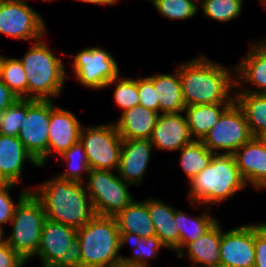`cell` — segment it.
<instances>
[{
	"label": "cell",
	"instance_id": "obj_30",
	"mask_svg": "<svg viewBox=\"0 0 266 267\" xmlns=\"http://www.w3.org/2000/svg\"><path fill=\"white\" fill-rule=\"evenodd\" d=\"M179 165L186 173L187 181L190 182L211 162L214 152L210 151L202 141L193 140L180 149Z\"/></svg>",
	"mask_w": 266,
	"mask_h": 267
},
{
	"label": "cell",
	"instance_id": "obj_4",
	"mask_svg": "<svg viewBox=\"0 0 266 267\" xmlns=\"http://www.w3.org/2000/svg\"><path fill=\"white\" fill-rule=\"evenodd\" d=\"M187 198L193 208L212 206L247 188L233 154H214L211 162L190 182Z\"/></svg>",
	"mask_w": 266,
	"mask_h": 267
},
{
	"label": "cell",
	"instance_id": "obj_41",
	"mask_svg": "<svg viewBox=\"0 0 266 267\" xmlns=\"http://www.w3.org/2000/svg\"><path fill=\"white\" fill-rule=\"evenodd\" d=\"M19 98L2 82L0 78V113L14 104Z\"/></svg>",
	"mask_w": 266,
	"mask_h": 267
},
{
	"label": "cell",
	"instance_id": "obj_15",
	"mask_svg": "<svg viewBox=\"0 0 266 267\" xmlns=\"http://www.w3.org/2000/svg\"><path fill=\"white\" fill-rule=\"evenodd\" d=\"M82 124L78 118L64 108L55 105L52 100V112L50 113V123L48 129V151L38 162L40 167L48 163V156L63 154L70 146L79 141Z\"/></svg>",
	"mask_w": 266,
	"mask_h": 267
},
{
	"label": "cell",
	"instance_id": "obj_29",
	"mask_svg": "<svg viewBox=\"0 0 266 267\" xmlns=\"http://www.w3.org/2000/svg\"><path fill=\"white\" fill-rule=\"evenodd\" d=\"M174 219L180 236V253L179 258L184 257L183 248L190 242L197 240L207 231L216 221L217 218L211 213L203 212L196 217H190L185 212L174 207Z\"/></svg>",
	"mask_w": 266,
	"mask_h": 267
},
{
	"label": "cell",
	"instance_id": "obj_40",
	"mask_svg": "<svg viewBox=\"0 0 266 267\" xmlns=\"http://www.w3.org/2000/svg\"><path fill=\"white\" fill-rule=\"evenodd\" d=\"M26 263L7 242L0 245V267H23Z\"/></svg>",
	"mask_w": 266,
	"mask_h": 267
},
{
	"label": "cell",
	"instance_id": "obj_33",
	"mask_svg": "<svg viewBox=\"0 0 266 267\" xmlns=\"http://www.w3.org/2000/svg\"><path fill=\"white\" fill-rule=\"evenodd\" d=\"M243 3V0H204L198 6L208 18L224 23L240 16Z\"/></svg>",
	"mask_w": 266,
	"mask_h": 267
},
{
	"label": "cell",
	"instance_id": "obj_45",
	"mask_svg": "<svg viewBox=\"0 0 266 267\" xmlns=\"http://www.w3.org/2000/svg\"><path fill=\"white\" fill-rule=\"evenodd\" d=\"M258 42H260V43H258ZM258 42H257V44H258L260 47L266 49V39H265V38L263 39V41L260 40V41H258Z\"/></svg>",
	"mask_w": 266,
	"mask_h": 267
},
{
	"label": "cell",
	"instance_id": "obj_46",
	"mask_svg": "<svg viewBox=\"0 0 266 267\" xmlns=\"http://www.w3.org/2000/svg\"><path fill=\"white\" fill-rule=\"evenodd\" d=\"M110 267H137V266H132V265H124L122 263L114 265V266H110Z\"/></svg>",
	"mask_w": 266,
	"mask_h": 267
},
{
	"label": "cell",
	"instance_id": "obj_17",
	"mask_svg": "<svg viewBox=\"0 0 266 267\" xmlns=\"http://www.w3.org/2000/svg\"><path fill=\"white\" fill-rule=\"evenodd\" d=\"M236 165L246 186L266 189V145L253 137L233 153Z\"/></svg>",
	"mask_w": 266,
	"mask_h": 267
},
{
	"label": "cell",
	"instance_id": "obj_47",
	"mask_svg": "<svg viewBox=\"0 0 266 267\" xmlns=\"http://www.w3.org/2000/svg\"><path fill=\"white\" fill-rule=\"evenodd\" d=\"M259 139L266 145V133H264L263 135H261L259 137Z\"/></svg>",
	"mask_w": 266,
	"mask_h": 267
},
{
	"label": "cell",
	"instance_id": "obj_22",
	"mask_svg": "<svg viewBox=\"0 0 266 267\" xmlns=\"http://www.w3.org/2000/svg\"><path fill=\"white\" fill-rule=\"evenodd\" d=\"M159 115L158 112L137 105L123 111L114 125L122 139L150 140Z\"/></svg>",
	"mask_w": 266,
	"mask_h": 267
},
{
	"label": "cell",
	"instance_id": "obj_24",
	"mask_svg": "<svg viewBox=\"0 0 266 267\" xmlns=\"http://www.w3.org/2000/svg\"><path fill=\"white\" fill-rule=\"evenodd\" d=\"M153 85L157 91L159 114L182 113L186 107L178 71L172 74H154Z\"/></svg>",
	"mask_w": 266,
	"mask_h": 267
},
{
	"label": "cell",
	"instance_id": "obj_49",
	"mask_svg": "<svg viewBox=\"0 0 266 267\" xmlns=\"http://www.w3.org/2000/svg\"><path fill=\"white\" fill-rule=\"evenodd\" d=\"M43 1H47V2H53V1H56V0H43Z\"/></svg>",
	"mask_w": 266,
	"mask_h": 267
},
{
	"label": "cell",
	"instance_id": "obj_31",
	"mask_svg": "<svg viewBox=\"0 0 266 267\" xmlns=\"http://www.w3.org/2000/svg\"><path fill=\"white\" fill-rule=\"evenodd\" d=\"M0 78L19 98L28 99V81L22 63L17 58L0 56Z\"/></svg>",
	"mask_w": 266,
	"mask_h": 267
},
{
	"label": "cell",
	"instance_id": "obj_11",
	"mask_svg": "<svg viewBox=\"0 0 266 267\" xmlns=\"http://www.w3.org/2000/svg\"><path fill=\"white\" fill-rule=\"evenodd\" d=\"M40 14L25 0H0V33L13 39L38 41L46 34Z\"/></svg>",
	"mask_w": 266,
	"mask_h": 267
},
{
	"label": "cell",
	"instance_id": "obj_43",
	"mask_svg": "<svg viewBox=\"0 0 266 267\" xmlns=\"http://www.w3.org/2000/svg\"><path fill=\"white\" fill-rule=\"evenodd\" d=\"M4 228L0 226V245L7 242V237L4 235Z\"/></svg>",
	"mask_w": 266,
	"mask_h": 267
},
{
	"label": "cell",
	"instance_id": "obj_20",
	"mask_svg": "<svg viewBox=\"0 0 266 267\" xmlns=\"http://www.w3.org/2000/svg\"><path fill=\"white\" fill-rule=\"evenodd\" d=\"M26 160L40 168L18 137L0 134V171L10 183L20 182Z\"/></svg>",
	"mask_w": 266,
	"mask_h": 267
},
{
	"label": "cell",
	"instance_id": "obj_19",
	"mask_svg": "<svg viewBox=\"0 0 266 267\" xmlns=\"http://www.w3.org/2000/svg\"><path fill=\"white\" fill-rule=\"evenodd\" d=\"M255 43L250 45L248 54L242 61L235 65V76H237L235 77V92L266 94V49L260 47L257 42ZM242 81L256 86V90L254 88L241 89L242 87L239 89L238 86Z\"/></svg>",
	"mask_w": 266,
	"mask_h": 267
},
{
	"label": "cell",
	"instance_id": "obj_10",
	"mask_svg": "<svg viewBox=\"0 0 266 267\" xmlns=\"http://www.w3.org/2000/svg\"><path fill=\"white\" fill-rule=\"evenodd\" d=\"M253 135L242 109L234 101L220 116L213 128L202 140L215 154H233ZM222 150V152L217 151Z\"/></svg>",
	"mask_w": 266,
	"mask_h": 267
},
{
	"label": "cell",
	"instance_id": "obj_13",
	"mask_svg": "<svg viewBox=\"0 0 266 267\" xmlns=\"http://www.w3.org/2000/svg\"><path fill=\"white\" fill-rule=\"evenodd\" d=\"M52 100L26 99V116L21 124L18 139L39 162L48 151V129Z\"/></svg>",
	"mask_w": 266,
	"mask_h": 267
},
{
	"label": "cell",
	"instance_id": "obj_7",
	"mask_svg": "<svg viewBox=\"0 0 266 267\" xmlns=\"http://www.w3.org/2000/svg\"><path fill=\"white\" fill-rule=\"evenodd\" d=\"M86 181L95 215L114 217L134 200L128 189L131 184L112 171L90 169Z\"/></svg>",
	"mask_w": 266,
	"mask_h": 267
},
{
	"label": "cell",
	"instance_id": "obj_48",
	"mask_svg": "<svg viewBox=\"0 0 266 267\" xmlns=\"http://www.w3.org/2000/svg\"><path fill=\"white\" fill-rule=\"evenodd\" d=\"M193 1H194L197 5H199L198 3H199V2L202 3L204 0H193Z\"/></svg>",
	"mask_w": 266,
	"mask_h": 267
},
{
	"label": "cell",
	"instance_id": "obj_6",
	"mask_svg": "<svg viewBox=\"0 0 266 267\" xmlns=\"http://www.w3.org/2000/svg\"><path fill=\"white\" fill-rule=\"evenodd\" d=\"M45 220L42 203L30 191L15 208L7 237V244L26 262L36 255Z\"/></svg>",
	"mask_w": 266,
	"mask_h": 267
},
{
	"label": "cell",
	"instance_id": "obj_39",
	"mask_svg": "<svg viewBox=\"0 0 266 267\" xmlns=\"http://www.w3.org/2000/svg\"><path fill=\"white\" fill-rule=\"evenodd\" d=\"M254 267H266V223L254 224Z\"/></svg>",
	"mask_w": 266,
	"mask_h": 267
},
{
	"label": "cell",
	"instance_id": "obj_18",
	"mask_svg": "<svg viewBox=\"0 0 266 267\" xmlns=\"http://www.w3.org/2000/svg\"><path fill=\"white\" fill-rule=\"evenodd\" d=\"M192 141L186 116L181 113L160 114L150 138L153 147L165 151H179Z\"/></svg>",
	"mask_w": 266,
	"mask_h": 267
},
{
	"label": "cell",
	"instance_id": "obj_9",
	"mask_svg": "<svg viewBox=\"0 0 266 267\" xmlns=\"http://www.w3.org/2000/svg\"><path fill=\"white\" fill-rule=\"evenodd\" d=\"M77 229L45 220L36 252L43 267H74Z\"/></svg>",
	"mask_w": 266,
	"mask_h": 267
},
{
	"label": "cell",
	"instance_id": "obj_14",
	"mask_svg": "<svg viewBox=\"0 0 266 267\" xmlns=\"http://www.w3.org/2000/svg\"><path fill=\"white\" fill-rule=\"evenodd\" d=\"M254 224L222 230L220 267H254Z\"/></svg>",
	"mask_w": 266,
	"mask_h": 267
},
{
	"label": "cell",
	"instance_id": "obj_35",
	"mask_svg": "<svg viewBox=\"0 0 266 267\" xmlns=\"http://www.w3.org/2000/svg\"><path fill=\"white\" fill-rule=\"evenodd\" d=\"M152 4L160 15L171 20H187L199 12L193 0H154Z\"/></svg>",
	"mask_w": 266,
	"mask_h": 267
},
{
	"label": "cell",
	"instance_id": "obj_26",
	"mask_svg": "<svg viewBox=\"0 0 266 267\" xmlns=\"http://www.w3.org/2000/svg\"><path fill=\"white\" fill-rule=\"evenodd\" d=\"M231 104L216 103L185 107L183 112H185L192 139L202 141Z\"/></svg>",
	"mask_w": 266,
	"mask_h": 267
},
{
	"label": "cell",
	"instance_id": "obj_50",
	"mask_svg": "<svg viewBox=\"0 0 266 267\" xmlns=\"http://www.w3.org/2000/svg\"><path fill=\"white\" fill-rule=\"evenodd\" d=\"M266 2V0H261V3L264 4Z\"/></svg>",
	"mask_w": 266,
	"mask_h": 267
},
{
	"label": "cell",
	"instance_id": "obj_36",
	"mask_svg": "<svg viewBox=\"0 0 266 267\" xmlns=\"http://www.w3.org/2000/svg\"><path fill=\"white\" fill-rule=\"evenodd\" d=\"M25 116L26 99H18L0 113V134L18 137Z\"/></svg>",
	"mask_w": 266,
	"mask_h": 267
},
{
	"label": "cell",
	"instance_id": "obj_38",
	"mask_svg": "<svg viewBox=\"0 0 266 267\" xmlns=\"http://www.w3.org/2000/svg\"><path fill=\"white\" fill-rule=\"evenodd\" d=\"M139 105L159 113L158 93L153 85V75L137 79Z\"/></svg>",
	"mask_w": 266,
	"mask_h": 267
},
{
	"label": "cell",
	"instance_id": "obj_28",
	"mask_svg": "<svg viewBox=\"0 0 266 267\" xmlns=\"http://www.w3.org/2000/svg\"><path fill=\"white\" fill-rule=\"evenodd\" d=\"M242 109L255 138L266 133V94L235 92V100Z\"/></svg>",
	"mask_w": 266,
	"mask_h": 267
},
{
	"label": "cell",
	"instance_id": "obj_42",
	"mask_svg": "<svg viewBox=\"0 0 266 267\" xmlns=\"http://www.w3.org/2000/svg\"><path fill=\"white\" fill-rule=\"evenodd\" d=\"M80 2L85 3H91V4H101V5H115L118 3L119 0H76Z\"/></svg>",
	"mask_w": 266,
	"mask_h": 267
},
{
	"label": "cell",
	"instance_id": "obj_25",
	"mask_svg": "<svg viewBox=\"0 0 266 267\" xmlns=\"http://www.w3.org/2000/svg\"><path fill=\"white\" fill-rule=\"evenodd\" d=\"M119 232H128L140 238L156 235L155 227L150 219L147 208V199L144 201L133 200L123 211L114 216Z\"/></svg>",
	"mask_w": 266,
	"mask_h": 267
},
{
	"label": "cell",
	"instance_id": "obj_1",
	"mask_svg": "<svg viewBox=\"0 0 266 267\" xmlns=\"http://www.w3.org/2000/svg\"><path fill=\"white\" fill-rule=\"evenodd\" d=\"M179 65L176 70L180 76L186 107L234 102L235 66L233 71L227 70L202 54Z\"/></svg>",
	"mask_w": 266,
	"mask_h": 267
},
{
	"label": "cell",
	"instance_id": "obj_12",
	"mask_svg": "<svg viewBox=\"0 0 266 267\" xmlns=\"http://www.w3.org/2000/svg\"><path fill=\"white\" fill-rule=\"evenodd\" d=\"M72 57L75 78L87 88H106V85L120 74L116 59L101 47L82 49Z\"/></svg>",
	"mask_w": 266,
	"mask_h": 267
},
{
	"label": "cell",
	"instance_id": "obj_37",
	"mask_svg": "<svg viewBox=\"0 0 266 267\" xmlns=\"http://www.w3.org/2000/svg\"><path fill=\"white\" fill-rule=\"evenodd\" d=\"M17 184L8 183L0 186V226L11 222L16 206L19 202L32 190L24 189L19 193L18 202L14 203L10 196V191L14 189Z\"/></svg>",
	"mask_w": 266,
	"mask_h": 267
},
{
	"label": "cell",
	"instance_id": "obj_34",
	"mask_svg": "<svg viewBox=\"0 0 266 267\" xmlns=\"http://www.w3.org/2000/svg\"><path fill=\"white\" fill-rule=\"evenodd\" d=\"M112 84L116 85L114 86L116 88L114 89L113 99L122 112L139 105L140 95L137 87V79L123 78L119 74L106 85V88Z\"/></svg>",
	"mask_w": 266,
	"mask_h": 267
},
{
	"label": "cell",
	"instance_id": "obj_8",
	"mask_svg": "<svg viewBox=\"0 0 266 267\" xmlns=\"http://www.w3.org/2000/svg\"><path fill=\"white\" fill-rule=\"evenodd\" d=\"M90 169L117 171L120 163L122 138L113 123L84 127L80 132Z\"/></svg>",
	"mask_w": 266,
	"mask_h": 267
},
{
	"label": "cell",
	"instance_id": "obj_23",
	"mask_svg": "<svg viewBox=\"0 0 266 267\" xmlns=\"http://www.w3.org/2000/svg\"><path fill=\"white\" fill-rule=\"evenodd\" d=\"M147 208L160 242L166 249L180 253V236L174 219V207L166 205L158 198H147Z\"/></svg>",
	"mask_w": 266,
	"mask_h": 267
},
{
	"label": "cell",
	"instance_id": "obj_32",
	"mask_svg": "<svg viewBox=\"0 0 266 267\" xmlns=\"http://www.w3.org/2000/svg\"><path fill=\"white\" fill-rule=\"evenodd\" d=\"M61 159L67 162V170L58 174L61 179L84 182V174L88 175L90 166L88 158L83 145L78 141L74 145L70 146L63 154L60 155ZM83 180V181H82Z\"/></svg>",
	"mask_w": 266,
	"mask_h": 267
},
{
	"label": "cell",
	"instance_id": "obj_21",
	"mask_svg": "<svg viewBox=\"0 0 266 267\" xmlns=\"http://www.w3.org/2000/svg\"><path fill=\"white\" fill-rule=\"evenodd\" d=\"M222 229L217 220L201 237L183 248L186 249L185 255L193 263L188 267H220Z\"/></svg>",
	"mask_w": 266,
	"mask_h": 267
},
{
	"label": "cell",
	"instance_id": "obj_44",
	"mask_svg": "<svg viewBox=\"0 0 266 267\" xmlns=\"http://www.w3.org/2000/svg\"><path fill=\"white\" fill-rule=\"evenodd\" d=\"M10 183L2 174L0 171V186Z\"/></svg>",
	"mask_w": 266,
	"mask_h": 267
},
{
	"label": "cell",
	"instance_id": "obj_16",
	"mask_svg": "<svg viewBox=\"0 0 266 267\" xmlns=\"http://www.w3.org/2000/svg\"><path fill=\"white\" fill-rule=\"evenodd\" d=\"M153 148L150 140L122 139L117 174L125 182L139 186L147 171Z\"/></svg>",
	"mask_w": 266,
	"mask_h": 267
},
{
	"label": "cell",
	"instance_id": "obj_5",
	"mask_svg": "<svg viewBox=\"0 0 266 267\" xmlns=\"http://www.w3.org/2000/svg\"><path fill=\"white\" fill-rule=\"evenodd\" d=\"M45 43L43 38L32 42L31 48L19 59L26 72L28 99L59 97L68 76L64 62Z\"/></svg>",
	"mask_w": 266,
	"mask_h": 267
},
{
	"label": "cell",
	"instance_id": "obj_3",
	"mask_svg": "<svg viewBox=\"0 0 266 267\" xmlns=\"http://www.w3.org/2000/svg\"><path fill=\"white\" fill-rule=\"evenodd\" d=\"M115 217L94 215L77 229L74 267H110L121 263Z\"/></svg>",
	"mask_w": 266,
	"mask_h": 267
},
{
	"label": "cell",
	"instance_id": "obj_27",
	"mask_svg": "<svg viewBox=\"0 0 266 267\" xmlns=\"http://www.w3.org/2000/svg\"><path fill=\"white\" fill-rule=\"evenodd\" d=\"M120 233V250L125 244L132 245L133 256H121V263L124 265H132L137 267H150L148 259L157 258L160 248L165 246L160 242V239L154 235L148 238H140L136 234L128 232Z\"/></svg>",
	"mask_w": 266,
	"mask_h": 267
},
{
	"label": "cell",
	"instance_id": "obj_2",
	"mask_svg": "<svg viewBox=\"0 0 266 267\" xmlns=\"http://www.w3.org/2000/svg\"><path fill=\"white\" fill-rule=\"evenodd\" d=\"M31 192L42 203L46 219L50 221L78 229L95 215L83 182L55 176L35 186Z\"/></svg>",
	"mask_w": 266,
	"mask_h": 267
}]
</instances>
